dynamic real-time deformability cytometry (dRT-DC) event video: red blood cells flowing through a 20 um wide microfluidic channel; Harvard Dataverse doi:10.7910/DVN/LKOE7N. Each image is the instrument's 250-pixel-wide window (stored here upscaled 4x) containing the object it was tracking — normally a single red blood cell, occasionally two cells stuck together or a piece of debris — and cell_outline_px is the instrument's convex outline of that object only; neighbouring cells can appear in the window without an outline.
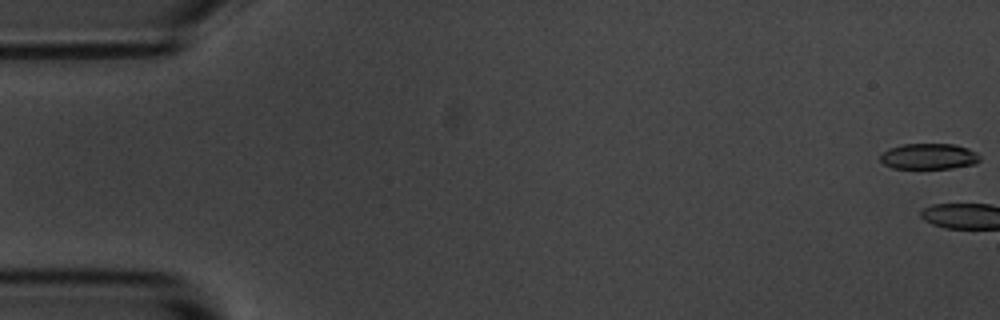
{"species": "common noctule bat (a hibernating species)", "species_latin": "Nyctalus noctula", "temperature_condition": "room temperature", "stored_images_in_passage": 3, "camera_frame_rate_fps": 3000, "um_per_image_px": 0.085, "animal": {"sex": "male", "body_mass_g": 20.1, "forearm_length_mm": 53.5}, "frame": {"image": 1, "passage_image": 1, "time_ms": 0.0, "image_size_px": [1000, 320], "cell_outline_px": [[980, 160], [976, 164], [952, 168], [892, 168], [884, 164], [880, 160], [880, 156], [888, 148], [904, 144], [956, 144], [968, 148], [976, 152], [980, 156]], "centroid_in_image_um": [78.98, 13.29], "position_along_channel_um": 6.0, "area_um2": 15.03}}